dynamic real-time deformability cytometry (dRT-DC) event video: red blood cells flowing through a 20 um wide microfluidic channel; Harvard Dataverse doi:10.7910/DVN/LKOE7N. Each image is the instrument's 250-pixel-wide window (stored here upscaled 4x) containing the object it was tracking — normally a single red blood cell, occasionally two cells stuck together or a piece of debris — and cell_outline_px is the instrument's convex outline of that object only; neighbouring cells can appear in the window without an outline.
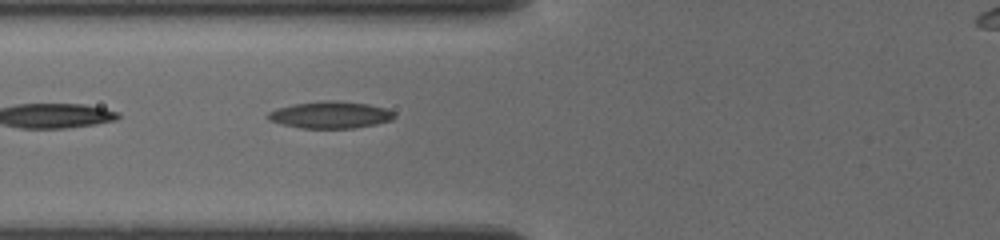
{"species": "common noctule bat (a hibernating species)", "species_latin": "Nyctalus noctula", "temperature_condition": "cold", "stored_images_in_passage": 9, "camera_frame_rate_fps": 3000, "um_per_image_px": 0.085, "animal": {"sex": "female", "body_mass_g": 19.5, "forearm_length_mm": 54.1}, "frame": {"image": 1, "passage_image": 3, "time_ms": 1.333, "image_size_px": [1000, 240], "cell_outline_px": [[396, 116], [392, 120], [376, 124], [352, 128], [300, 128], [280, 124], [268, 120], [268, 112], [280, 108], [296, 104], [324, 100], [332, 100], [368, 104], [388, 108]], "centroid_in_image_um": [28.11, 9.77], "position_along_channel_um": 97.7, "area_um2": 19.71}}
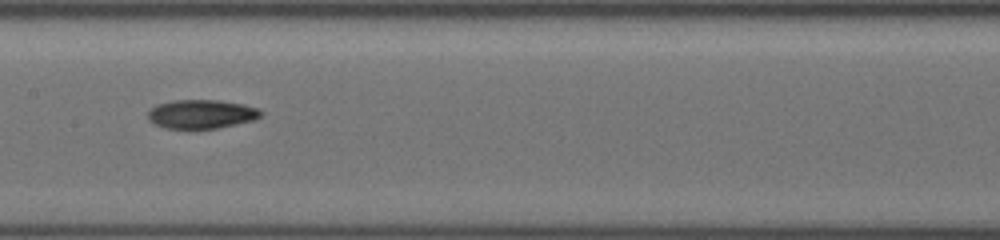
{"frame": {"image": 2, "passage_image": 7, "time_ms": 3.667, "image_size_px": [1000, 240], "cell_outline_px": [[260, 116], [252, 120], [216, 128], [168, 128], [156, 124], [148, 120], [148, 112], [156, 104], [172, 100], [216, 100], [244, 104], [256, 108], [260, 112]], "centroid_in_image_um": [17.07, 9.68], "position_along_channel_um": 190.3, "area_um2": 18.61}}
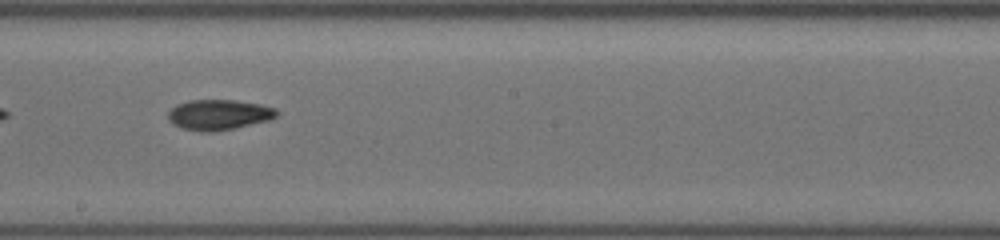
{"frame": {"image": 3, "passage_image": 8, "time_ms": 4.667, "image_size_px": [1000, 240], "cell_outline_px": [[280, 112], [276, 116], [268, 120], [232, 128], [212, 132], [200, 132], [180, 128], [172, 124], [168, 120], [168, 112], [176, 104], [188, 100], [236, 100], [260, 104], [276, 108]], "centroid_in_image_um": [18.56, 9.74], "position_along_channel_um": 229.6, "area_um2": 19.31}}